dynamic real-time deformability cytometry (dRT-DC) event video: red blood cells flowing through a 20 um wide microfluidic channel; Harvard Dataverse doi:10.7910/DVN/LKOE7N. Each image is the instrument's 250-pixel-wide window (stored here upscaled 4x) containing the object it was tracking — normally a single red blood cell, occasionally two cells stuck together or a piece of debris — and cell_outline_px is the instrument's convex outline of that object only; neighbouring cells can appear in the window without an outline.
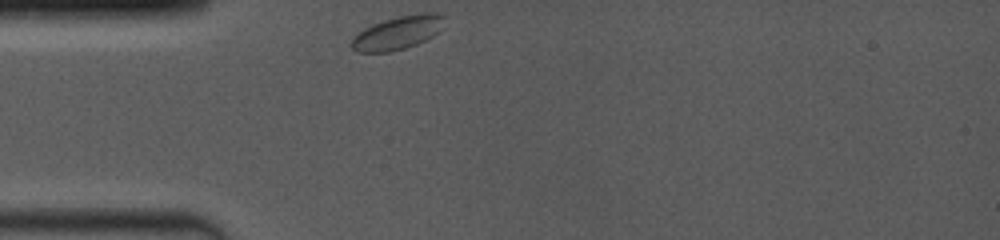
{"species": "common noctule bat (a hibernating species)", "species_latin": "Nyctalus noctula", "temperature_condition": "room temperature", "stored_images_in_passage": 4, "camera_frame_rate_fps": 4000, "um_per_image_px": 0.085, "animal": {"sex": "female", "body_mass_g": 19.0, "forearm_length_mm": 53.3}, "frame": {"image": 1, "passage_image": 1, "time_ms": 0.0, "image_size_px": [1000, 240], "cell_outline_px": [[444, 28], [440, 32], [416, 44], [404, 48], [388, 52], [356, 52], [352, 48], [352, 40], [364, 28], [372, 24], [396, 16], [424, 12], [440, 12], [444, 16]], "centroid_in_image_um": [33.87, 2.75], "position_along_channel_um": 51.1, "area_um2": 18.15}}